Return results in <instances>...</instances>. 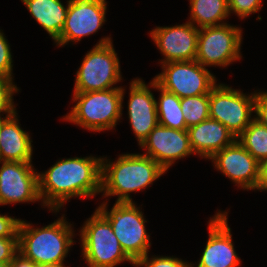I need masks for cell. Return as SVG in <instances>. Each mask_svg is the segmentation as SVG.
<instances>
[{
	"label": "cell",
	"instance_id": "1",
	"mask_svg": "<svg viewBox=\"0 0 267 267\" xmlns=\"http://www.w3.org/2000/svg\"><path fill=\"white\" fill-rule=\"evenodd\" d=\"M102 157H73L56 161L45 172H38L42 206L59 212L74 197L94 198L101 193Z\"/></svg>",
	"mask_w": 267,
	"mask_h": 267
},
{
	"label": "cell",
	"instance_id": "2",
	"mask_svg": "<svg viewBox=\"0 0 267 267\" xmlns=\"http://www.w3.org/2000/svg\"><path fill=\"white\" fill-rule=\"evenodd\" d=\"M165 173L157 162L141 153L121 154L114 162L102 156V197L117 196L116 202H132L130 193L150 187Z\"/></svg>",
	"mask_w": 267,
	"mask_h": 267
},
{
	"label": "cell",
	"instance_id": "3",
	"mask_svg": "<svg viewBox=\"0 0 267 267\" xmlns=\"http://www.w3.org/2000/svg\"><path fill=\"white\" fill-rule=\"evenodd\" d=\"M63 214L53 223L34 227L22 220L18 229V251L37 265L64 266L70 248L77 242L73 240L75 232Z\"/></svg>",
	"mask_w": 267,
	"mask_h": 267
},
{
	"label": "cell",
	"instance_id": "4",
	"mask_svg": "<svg viewBox=\"0 0 267 267\" xmlns=\"http://www.w3.org/2000/svg\"><path fill=\"white\" fill-rule=\"evenodd\" d=\"M125 88H111L103 91L74 93L72 101L76 104L63 117L89 131L114 130L122 117Z\"/></svg>",
	"mask_w": 267,
	"mask_h": 267
},
{
	"label": "cell",
	"instance_id": "5",
	"mask_svg": "<svg viewBox=\"0 0 267 267\" xmlns=\"http://www.w3.org/2000/svg\"><path fill=\"white\" fill-rule=\"evenodd\" d=\"M111 37L101 38L88 51L75 76L73 93L103 91L122 80L120 61Z\"/></svg>",
	"mask_w": 267,
	"mask_h": 267
},
{
	"label": "cell",
	"instance_id": "6",
	"mask_svg": "<svg viewBox=\"0 0 267 267\" xmlns=\"http://www.w3.org/2000/svg\"><path fill=\"white\" fill-rule=\"evenodd\" d=\"M82 257L88 267H115L135 262L124 252L109 221L96 209L80 229Z\"/></svg>",
	"mask_w": 267,
	"mask_h": 267
},
{
	"label": "cell",
	"instance_id": "7",
	"mask_svg": "<svg viewBox=\"0 0 267 267\" xmlns=\"http://www.w3.org/2000/svg\"><path fill=\"white\" fill-rule=\"evenodd\" d=\"M107 204L104 201L96 209L109 221L122 249L136 263L149 254L151 247L150 235L145 228L147 220L133 201H115L110 211Z\"/></svg>",
	"mask_w": 267,
	"mask_h": 267
},
{
	"label": "cell",
	"instance_id": "8",
	"mask_svg": "<svg viewBox=\"0 0 267 267\" xmlns=\"http://www.w3.org/2000/svg\"><path fill=\"white\" fill-rule=\"evenodd\" d=\"M255 98L256 91L246 95L241 89L216 84L209 93L210 118L222 123L237 138L254 120Z\"/></svg>",
	"mask_w": 267,
	"mask_h": 267
},
{
	"label": "cell",
	"instance_id": "9",
	"mask_svg": "<svg viewBox=\"0 0 267 267\" xmlns=\"http://www.w3.org/2000/svg\"><path fill=\"white\" fill-rule=\"evenodd\" d=\"M241 27L228 23L199 29L195 60L202 66L227 67L242 58Z\"/></svg>",
	"mask_w": 267,
	"mask_h": 267
},
{
	"label": "cell",
	"instance_id": "10",
	"mask_svg": "<svg viewBox=\"0 0 267 267\" xmlns=\"http://www.w3.org/2000/svg\"><path fill=\"white\" fill-rule=\"evenodd\" d=\"M162 72L153 79L163 89L184 97L209 94L217 84L216 77L196 60L160 64Z\"/></svg>",
	"mask_w": 267,
	"mask_h": 267
},
{
	"label": "cell",
	"instance_id": "11",
	"mask_svg": "<svg viewBox=\"0 0 267 267\" xmlns=\"http://www.w3.org/2000/svg\"><path fill=\"white\" fill-rule=\"evenodd\" d=\"M106 11V0H70L64 27L54 43L63 47L98 32L106 22Z\"/></svg>",
	"mask_w": 267,
	"mask_h": 267
},
{
	"label": "cell",
	"instance_id": "12",
	"mask_svg": "<svg viewBox=\"0 0 267 267\" xmlns=\"http://www.w3.org/2000/svg\"><path fill=\"white\" fill-rule=\"evenodd\" d=\"M0 205L41 201L32 162L0 161Z\"/></svg>",
	"mask_w": 267,
	"mask_h": 267
},
{
	"label": "cell",
	"instance_id": "13",
	"mask_svg": "<svg viewBox=\"0 0 267 267\" xmlns=\"http://www.w3.org/2000/svg\"><path fill=\"white\" fill-rule=\"evenodd\" d=\"M209 160H212L215 169L228 177L238 188L257 190L260 163L238 140L215 153Z\"/></svg>",
	"mask_w": 267,
	"mask_h": 267
},
{
	"label": "cell",
	"instance_id": "14",
	"mask_svg": "<svg viewBox=\"0 0 267 267\" xmlns=\"http://www.w3.org/2000/svg\"><path fill=\"white\" fill-rule=\"evenodd\" d=\"M228 213L219 211L208 222L209 238L197 265L190 267H238L241 259L232 242L231 228L228 225Z\"/></svg>",
	"mask_w": 267,
	"mask_h": 267
},
{
	"label": "cell",
	"instance_id": "15",
	"mask_svg": "<svg viewBox=\"0 0 267 267\" xmlns=\"http://www.w3.org/2000/svg\"><path fill=\"white\" fill-rule=\"evenodd\" d=\"M140 147L145 150L144 155L152 158L166 172L176 160L194 154L187 130H176L160 124L149 133Z\"/></svg>",
	"mask_w": 267,
	"mask_h": 267
},
{
	"label": "cell",
	"instance_id": "16",
	"mask_svg": "<svg viewBox=\"0 0 267 267\" xmlns=\"http://www.w3.org/2000/svg\"><path fill=\"white\" fill-rule=\"evenodd\" d=\"M149 34L164 57L161 64L195 60L199 29L189 21L170 27L157 26Z\"/></svg>",
	"mask_w": 267,
	"mask_h": 267
},
{
	"label": "cell",
	"instance_id": "17",
	"mask_svg": "<svg viewBox=\"0 0 267 267\" xmlns=\"http://www.w3.org/2000/svg\"><path fill=\"white\" fill-rule=\"evenodd\" d=\"M129 85L128 118L140 146L158 125L157 99L150 90L154 88V79L149 86L141 78L132 79Z\"/></svg>",
	"mask_w": 267,
	"mask_h": 267
},
{
	"label": "cell",
	"instance_id": "18",
	"mask_svg": "<svg viewBox=\"0 0 267 267\" xmlns=\"http://www.w3.org/2000/svg\"><path fill=\"white\" fill-rule=\"evenodd\" d=\"M187 131L192 151L205 159H210L237 140L227 127L211 118L189 127Z\"/></svg>",
	"mask_w": 267,
	"mask_h": 267
},
{
	"label": "cell",
	"instance_id": "19",
	"mask_svg": "<svg viewBox=\"0 0 267 267\" xmlns=\"http://www.w3.org/2000/svg\"><path fill=\"white\" fill-rule=\"evenodd\" d=\"M17 115L16 111L0 126V161L32 162L33 141L19 125Z\"/></svg>",
	"mask_w": 267,
	"mask_h": 267
},
{
	"label": "cell",
	"instance_id": "20",
	"mask_svg": "<svg viewBox=\"0 0 267 267\" xmlns=\"http://www.w3.org/2000/svg\"><path fill=\"white\" fill-rule=\"evenodd\" d=\"M25 7L37 21V23L47 31L54 42L60 37L65 24L66 14L69 7L61 0H21Z\"/></svg>",
	"mask_w": 267,
	"mask_h": 267
},
{
	"label": "cell",
	"instance_id": "21",
	"mask_svg": "<svg viewBox=\"0 0 267 267\" xmlns=\"http://www.w3.org/2000/svg\"><path fill=\"white\" fill-rule=\"evenodd\" d=\"M190 23L196 28L225 24L229 18L228 0H189ZM196 23V24H195Z\"/></svg>",
	"mask_w": 267,
	"mask_h": 267
},
{
	"label": "cell",
	"instance_id": "22",
	"mask_svg": "<svg viewBox=\"0 0 267 267\" xmlns=\"http://www.w3.org/2000/svg\"><path fill=\"white\" fill-rule=\"evenodd\" d=\"M160 93L156 100L158 124L176 130H188L181 111L180 98L162 87L154 80V88Z\"/></svg>",
	"mask_w": 267,
	"mask_h": 267
},
{
	"label": "cell",
	"instance_id": "23",
	"mask_svg": "<svg viewBox=\"0 0 267 267\" xmlns=\"http://www.w3.org/2000/svg\"><path fill=\"white\" fill-rule=\"evenodd\" d=\"M237 140L259 163L267 158V127L257 120L254 119Z\"/></svg>",
	"mask_w": 267,
	"mask_h": 267
},
{
	"label": "cell",
	"instance_id": "24",
	"mask_svg": "<svg viewBox=\"0 0 267 267\" xmlns=\"http://www.w3.org/2000/svg\"><path fill=\"white\" fill-rule=\"evenodd\" d=\"M180 104L187 128L210 118L209 94L181 98Z\"/></svg>",
	"mask_w": 267,
	"mask_h": 267
},
{
	"label": "cell",
	"instance_id": "25",
	"mask_svg": "<svg viewBox=\"0 0 267 267\" xmlns=\"http://www.w3.org/2000/svg\"><path fill=\"white\" fill-rule=\"evenodd\" d=\"M14 79L0 76V112H16L13 95L19 88L14 85Z\"/></svg>",
	"mask_w": 267,
	"mask_h": 267
},
{
	"label": "cell",
	"instance_id": "26",
	"mask_svg": "<svg viewBox=\"0 0 267 267\" xmlns=\"http://www.w3.org/2000/svg\"><path fill=\"white\" fill-rule=\"evenodd\" d=\"M146 254L140 258L136 263L135 267H190V263L173 256H151Z\"/></svg>",
	"mask_w": 267,
	"mask_h": 267
},
{
	"label": "cell",
	"instance_id": "27",
	"mask_svg": "<svg viewBox=\"0 0 267 267\" xmlns=\"http://www.w3.org/2000/svg\"><path fill=\"white\" fill-rule=\"evenodd\" d=\"M263 0H228L229 13H234L241 19H245L252 13L262 9Z\"/></svg>",
	"mask_w": 267,
	"mask_h": 267
},
{
	"label": "cell",
	"instance_id": "28",
	"mask_svg": "<svg viewBox=\"0 0 267 267\" xmlns=\"http://www.w3.org/2000/svg\"><path fill=\"white\" fill-rule=\"evenodd\" d=\"M6 36L0 29V76L13 79V60Z\"/></svg>",
	"mask_w": 267,
	"mask_h": 267
},
{
	"label": "cell",
	"instance_id": "29",
	"mask_svg": "<svg viewBox=\"0 0 267 267\" xmlns=\"http://www.w3.org/2000/svg\"><path fill=\"white\" fill-rule=\"evenodd\" d=\"M18 252V237H0V263H10Z\"/></svg>",
	"mask_w": 267,
	"mask_h": 267
},
{
	"label": "cell",
	"instance_id": "30",
	"mask_svg": "<svg viewBox=\"0 0 267 267\" xmlns=\"http://www.w3.org/2000/svg\"><path fill=\"white\" fill-rule=\"evenodd\" d=\"M21 219L0 214V237H18Z\"/></svg>",
	"mask_w": 267,
	"mask_h": 267
},
{
	"label": "cell",
	"instance_id": "31",
	"mask_svg": "<svg viewBox=\"0 0 267 267\" xmlns=\"http://www.w3.org/2000/svg\"><path fill=\"white\" fill-rule=\"evenodd\" d=\"M254 119L267 127V91L256 92Z\"/></svg>",
	"mask_w": 267,
	"mask_h": 267
},
{
	"label": "cell",
	"instance_id": "32",
	"mask_svg": "<svg viewBox=\"0 0 267 267\" xmlns=\"http://www.w3.org/2000/svg\"><path fill=\"white\" fill-rule=\"evenodd\" d=\"M10 267H38L36 263L25 258L21 253H17L9 264Z\"/></svg>",
	"mask_w": 267,
	"mask_h": 267
},
{
	"label": "cell",
	"instance_id": "33",
	"mask_svg": "<svg viewBox=\"0 0 267 267\" xmlns=\"http://www.w3.org/2000/svg\"><path fill=\"white\" fill-rule=\"evenodd\" d=\"M258 191H267V158L260 163V179Z\"/></svg>",
	"mask_w": 267,
	"mask_h": 267
},
{
	"label": "cell",
	"instance_id": "34",
	"mask_svg": "<svg viewBox=\"0 0 267 267\" xmlns=\"http://www.w3.org/2000/svg\"><path fill=\"white\" fill-rule=\"evenodd\" d=\"M4 113L6 114L5 116H3ZM14 113L15 112H0V126L8 116L13 115ZM1 116H3V117H1Z\"/></svg>",
	"mask_w": 267,
	"mask_h": 267
},
{
	"label": "cell",
	"instance_id": "35",
	"mask_svg": "<svg viewBox=\"0 0 267 267\" xmlns=\"http://www.w3.org/2000/svg\"><path fill=\"white\" fill-rule=\"evenodd\" d=\"M38 267H66V266H57V265H38Z\"/></svg>",
	"mask_w": 267,
	"mask_h": 267
},
{
	"label": "cell",
	"instance_id": "36",
	"mask_svg": "<svg viewBox=\"0 0 267 267\" xmlns=\"http://www.w3.org/2000/svg\"><path fill=\"white\" fill-rule=\"evenodd\" d=\"M10 263H0V267H10Z\"/></svg>",
	"mask_w": 267,
	"mask_h": 267
}]
</instances>
